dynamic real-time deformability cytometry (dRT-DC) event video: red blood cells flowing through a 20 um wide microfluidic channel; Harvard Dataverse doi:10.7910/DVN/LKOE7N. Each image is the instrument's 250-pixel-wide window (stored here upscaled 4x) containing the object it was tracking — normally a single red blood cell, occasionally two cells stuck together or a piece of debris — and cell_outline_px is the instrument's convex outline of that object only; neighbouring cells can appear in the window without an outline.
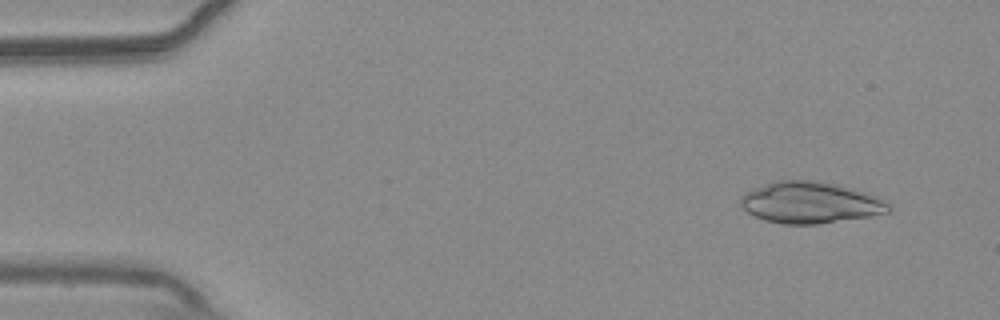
{"species": "common noctule bat (a hibernating species)", "species_latin": "Nyctalus noctula", "temperature_condition": "warm", "stored_images_in_passage": 53, "camera_frame_rate_fps": 3000, "um_per_image_px": 0.085, "animal": {"sex": "male", "body_mass_g": 20.4}, "frame": {"image": 1, "passage_image": 4, "time_ms": 1.0, "image_size_px": [1000, 320], "cell_outline_px": [[888, 212], [872, 216], [816, 224], [784, 224], [764, 220], [748, 212], [740, 204], [740, 196], [744, 192], [772, 180], [820, 180], [864, 192], [888, 204]], "centroid_in_image_um": [68.78, 17.21], "position_along_channel_um": 16.2, "area_um2": 35.49}}